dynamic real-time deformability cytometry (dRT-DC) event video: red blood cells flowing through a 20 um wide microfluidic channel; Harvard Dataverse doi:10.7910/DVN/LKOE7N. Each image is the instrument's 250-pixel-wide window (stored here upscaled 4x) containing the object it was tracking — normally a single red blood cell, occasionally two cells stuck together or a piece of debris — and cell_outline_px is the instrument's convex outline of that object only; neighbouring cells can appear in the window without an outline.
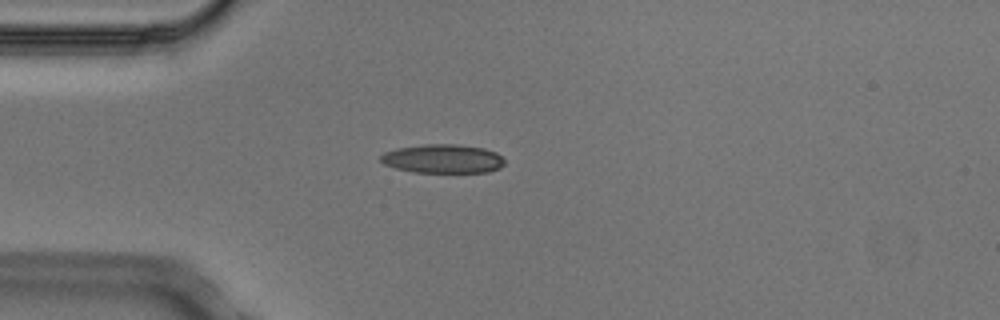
{"species": "Egyptian fruit bat (a non-hibernating species)", "species_latin": "Rousettus aegyptiacus", "temperature_condition": "cold", "stored_images_in_passage": 5, "camera_frame_rate_fps": 3000, "um_per_image_px": 0.085, "animal": {"sex": "male"}, "frame": {"image": 1, "passage_image": 5, "time_ms": 1.333, "image_size_px": [1000, 320], "cell_outline_px": [[504, 164], [500, 168], [488, 172], [412, 172], [396, 168], [384, 164], [380, 160], [380, 156], [384, 152], [396, 148], [424, 144], [456, 144], [484, 148], [496, 152], [504, 160]], "centroid_in_image_um": [37.63, 13.49], "position_along_channel_um": 47.4, "area_um2": 20.87}}